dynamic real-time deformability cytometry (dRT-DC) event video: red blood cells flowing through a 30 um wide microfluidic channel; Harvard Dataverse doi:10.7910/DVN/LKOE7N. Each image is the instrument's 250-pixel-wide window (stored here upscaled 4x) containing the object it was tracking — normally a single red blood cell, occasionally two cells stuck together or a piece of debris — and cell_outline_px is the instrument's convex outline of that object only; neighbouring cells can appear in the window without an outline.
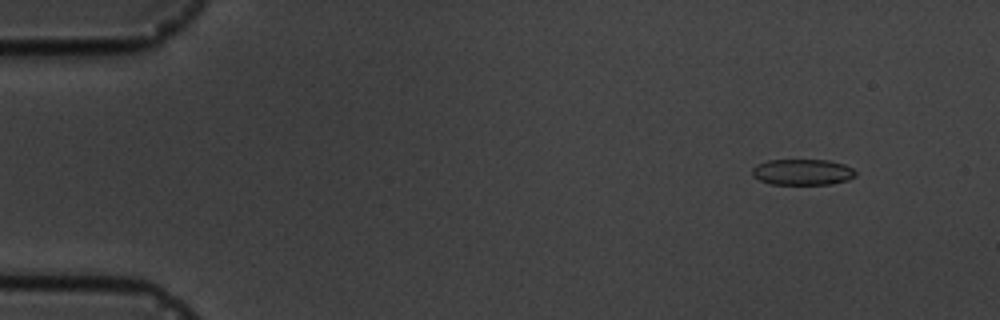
{"species": "common noctule bat (a hibernating species)", "species_latin": "Nyctalus noctula", "temperature_condition": "cold", "stored_images_in_passage": 16, "camera_frame_rate_fps": 3000, "um_per_image_px": 0.085, "animal": {"sex": "male", "body_mass_g": 19.5, "forearm_length_mm": 54.6}, "frame": {"image": 1, "passage_image": 2, "time_ms": 1.333, "image_size_px": [1000, 320], "cell_outline_px": [[856, 176], [848, 180], [832, 184], [772, 184], [760, 180], [752, 176], [752, 168], [756, 164], [768, 160], [828, 160], [844, 164], [852, 168], [856, 172]], "centroid_in_image_um": [68.21, 14.62], "position_along_channel_um": 16.8, "area_um2": 15.72}}
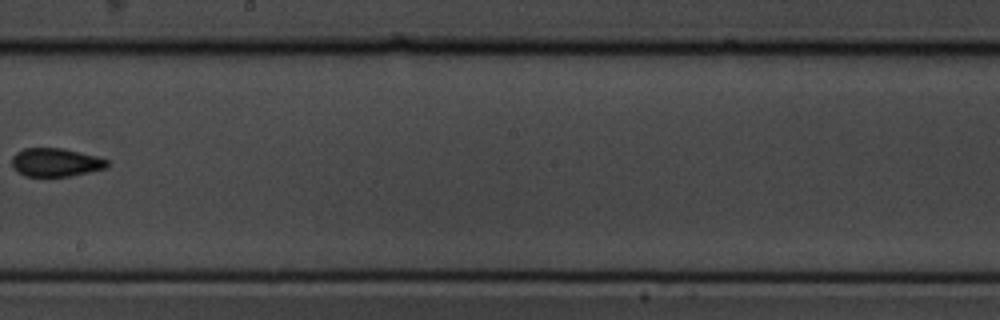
{"frame": {"image": 2, "passage_image": 9, "time_ms": 10.333, "image_size_px": [1000, 320], "cell_outline_px": [[108, 168], [68, 176], [24, 176], [12, 168], [12, 156], [16, 152], [24, 148], [64, 148], [96, 156], [108, 160]], "centroid_in_image_um": [4.71, 13.79], "position_along_channel_um": 243.5, "area_um2": 15.84}}
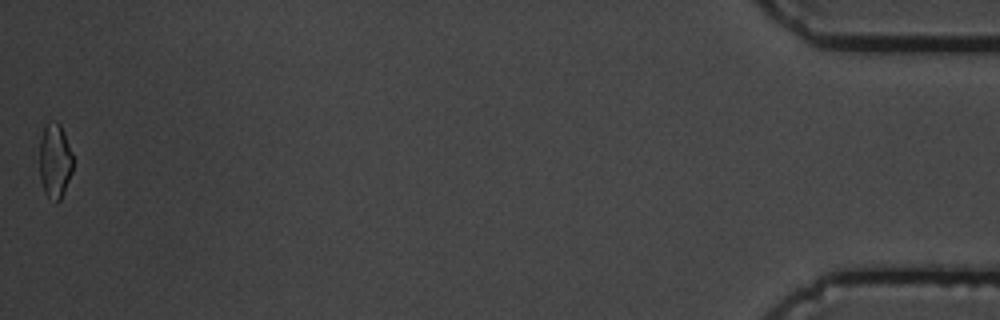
{"frame": {"image": 3, "passage_image": 16, "time_ms": 18.0, "image_size_px": [1000, 320], "cell_outline_px": [[72, 172], [64, 192], [60, 200], [56, 204], [44, 192], [40, 180], [40, 140], [44, 124], [48, 120], [56, 120], [60, 124], [64, 132], [72, 152]], "centroid_in_image_um": [4.66, 13.64], "position_along_channel_um": 430.5, "area_um2": 14.85}, "authors_computed_cell_mechanics": {"area_um2": 15.8083, "velocity_mm_per_s": 3.6559, "shape_relaxation_time_tau1_ms": null, "shape_relaxation_time_tau2_ms": 2.9412, "deformation_change_tau1": null, "deformation_change_tau2": 0.0957}}